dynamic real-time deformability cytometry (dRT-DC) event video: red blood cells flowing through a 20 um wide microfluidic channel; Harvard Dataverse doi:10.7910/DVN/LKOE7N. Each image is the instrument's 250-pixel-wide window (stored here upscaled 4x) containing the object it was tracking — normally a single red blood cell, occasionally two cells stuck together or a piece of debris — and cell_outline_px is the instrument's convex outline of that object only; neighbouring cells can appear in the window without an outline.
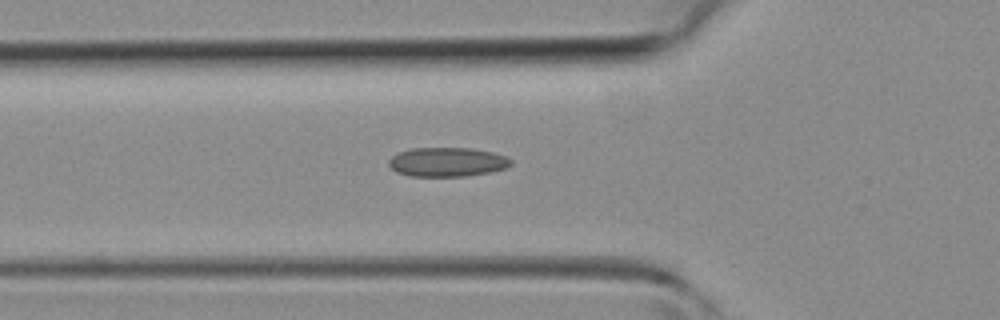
{"species": "common noctule bat (a hibernating species)", "species_latin": "Nyctalus noctula", "temperature_condition": "room temperature", "stored_images_in_passage": 35, "camera_frame_rate_fps": 3000, "um_per_image_px": 0.085, "animal": {"sex": "female", "body_mass_g": 19.3, "forearm_length_mm": 54.1}, "frame": {"image": 1, "passage_image": 11, "time_ms": 3.333, "image_size_px": [1000, 320], "cell_outline_px": [[512, 164], [504, 168], [492, 172], [464, 176], [412, 176], [396, 172], [388, 164], [388, 160], [396, 152], [412, 148], [472, 148], [492, 152], [504, 156], [512, 160]], "centroid_in_image_um": [37.99, 13.76], "position_along_channel_um": 87.8, "area_um2": 20.81}}
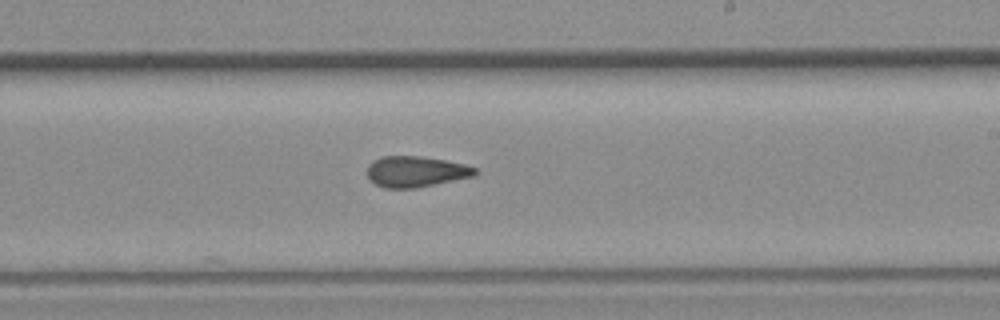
{"frame": {"image": 2, "passage_image": 21, "time_ms": 6.667, "image_size_px": [1000, 320], "cell_outline_px": [[480, 172], [476, 176], [416, 188], [384, 188], [368, 180], [368, 164], [372, 160], [384, 156], [420, 156], [444, 160], [464, 164], [476, 168]], "centroid_in_image_um": [35.36, 14.59], "position_along_channel_um": 253.6, "area_um2": 19.59}}
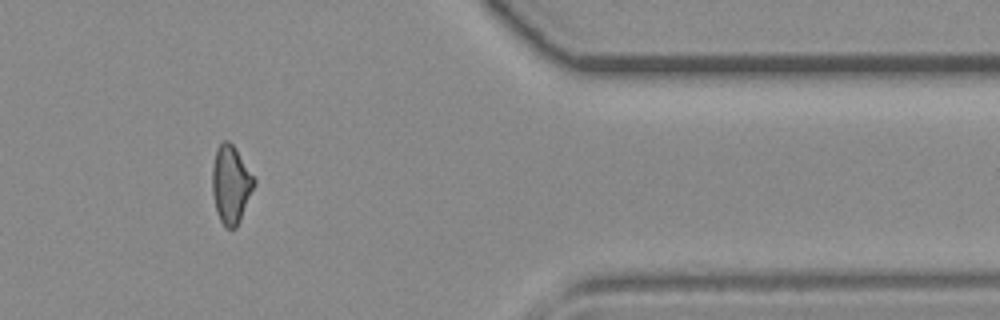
{"frame": {"image": 3, "passage_image": 31, "time_ms": 10.0, "image_size_px": [1000, 320], "cell_outline_px": [[256, 184], [240, 220], [236, 228], [228, 228], [220, 220], [216, 212], [212, 192], [212, 164], [216, 148], [224, 140], [228, 140], [236, 148], [256, 180]], "centroid_in_image_um": [19.62, 15.65], "position_along_channel_um": 391.8, "area_um2": 19.13}}